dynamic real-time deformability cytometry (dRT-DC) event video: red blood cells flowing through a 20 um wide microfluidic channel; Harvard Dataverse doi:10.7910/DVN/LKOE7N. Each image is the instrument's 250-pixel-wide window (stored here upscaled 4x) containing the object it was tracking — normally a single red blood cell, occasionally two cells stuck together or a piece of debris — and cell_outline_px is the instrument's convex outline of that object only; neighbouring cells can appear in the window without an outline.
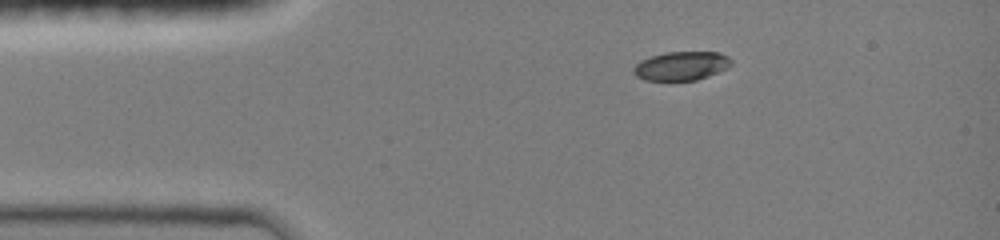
{"species": "common noctule bat (a hibernating species)", "species_latin": "Nyctalus noctula", "temperature_condition": "room temperature", "stored_images_in_passage": 10, "camera_frame_rate_fps": 3000, "um_per_image_px": 0.085, "animal": {"sex": "female", "body_mass_g": 19.0, "forearm_length_mm": 51.5}, "frame": {"image": 1, "passage_image": 1, "time_ms": 0.0, "image_size_px": [1000, 240], "cell_outline_px": [[732, 64], [728, 68], [708, 76], [696, 80], [644, 80], [636, 76], [632, 72], [632, 68], [640, 60], [664, 52], [720, 52], [728, 56], [732, 60]], "centroid_in_image_um": [57.91, 5.59], "position_along_channel_um": 27.1, "area_um2": 16.53}}
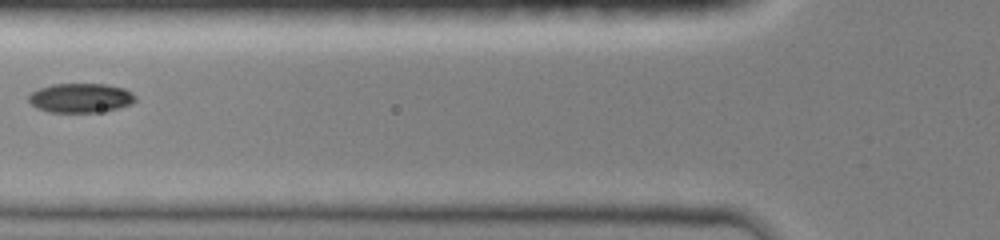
{"frame": {"image": 2, "passage_image": 7, "time_ms": 3.333, "image_size_px": [1000, 240], "cell_outline_px": [[136, 100], [132, 104], [100, 112], [48, 112], [36, 108], [28, 100], [28, 96], [32, 92], [40, 88], [52, 84], [108, 84], [124, 88], [132, 92], [136, 96]], "centroid_in_image_um": [6.87, 8.32], "position_along_channel_um": 118.9, "area_um2": 18.32}}
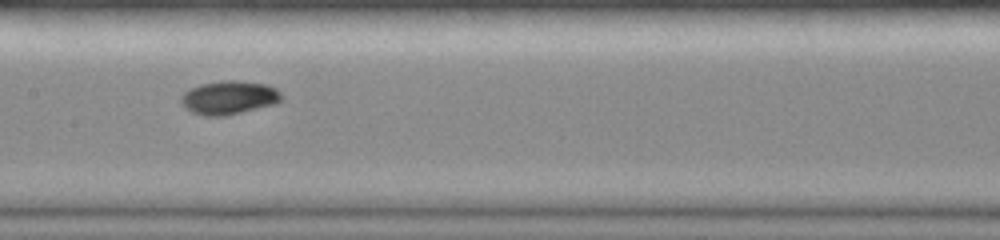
{"frame": {"image": 3, "passage_image": 9, "time_ms": 5.0, "image_size_px": [1000, 240], "cell_outline_px": [[280, 100], [272, 104], [224, 116], [204, 116], [192, 112], [180, 100], [184, 92], [188, 88], [200, 84], [224, 80], [236, 80], [264, 84], [276, 88], [280, 92]], "centroid_in_image_um": [19.42, 8.28], "position_along_channel_um": 188.0, "area_um2": 19.25}}